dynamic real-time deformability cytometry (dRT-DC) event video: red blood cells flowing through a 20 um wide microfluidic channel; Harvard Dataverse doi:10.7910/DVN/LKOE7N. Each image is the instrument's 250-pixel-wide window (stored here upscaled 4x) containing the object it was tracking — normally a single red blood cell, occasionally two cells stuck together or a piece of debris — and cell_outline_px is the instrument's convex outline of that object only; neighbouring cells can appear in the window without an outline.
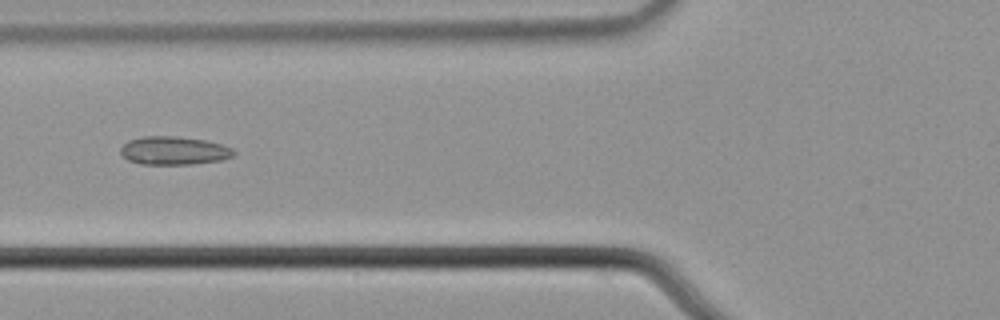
{"species": "common noctule bat (a hibernating species)", "species_latin": "Nyctalus noctula", "temperature_condition": "cold", "stored_images_in_passage": 6, "camera_frame_rate_fps": 3000, "um_per_image_px": 0.085, "animal": {"sex": "male", "body_mass_g": 21.5, "forearm_length_mm": 52.0}, "frame": {"image": 1, "passage_image": 5, "time_ms": 1.333, "image_size_px": [1000, 320], "cell_outline_px": [[236, 152], [232, 156], [220, 160], [192, 164], [140, 164], [128, 160], [120, 152], [120, 148], [128, 140], [144, 136], [176, 136], [204, 140], [220, 144], [232, 148]], "centroid_in_image_um": [14.76, 12.8], "position_along_channel_um": 111.0, "area_um2": 18.55}}
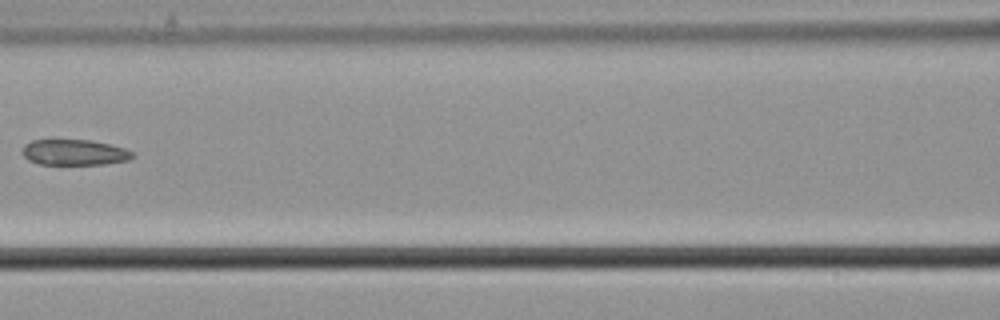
{"frame": {"image": 2, "passage_image": 6, "time_ms": 1.667, "image_size_px": [1000, 320], "cell_outline_px": [[136, 156], [128, 160], [104, 164], [40, 164], [28, 160], [20, 152], [24, 144], [32, 140], [52, 136], [92, 140], [112, 144], [136, 152]], "centroid_in_image_um": [6.28, 12.89], "position_along_channel_um": 160.3, "area_um2": 17.63}}